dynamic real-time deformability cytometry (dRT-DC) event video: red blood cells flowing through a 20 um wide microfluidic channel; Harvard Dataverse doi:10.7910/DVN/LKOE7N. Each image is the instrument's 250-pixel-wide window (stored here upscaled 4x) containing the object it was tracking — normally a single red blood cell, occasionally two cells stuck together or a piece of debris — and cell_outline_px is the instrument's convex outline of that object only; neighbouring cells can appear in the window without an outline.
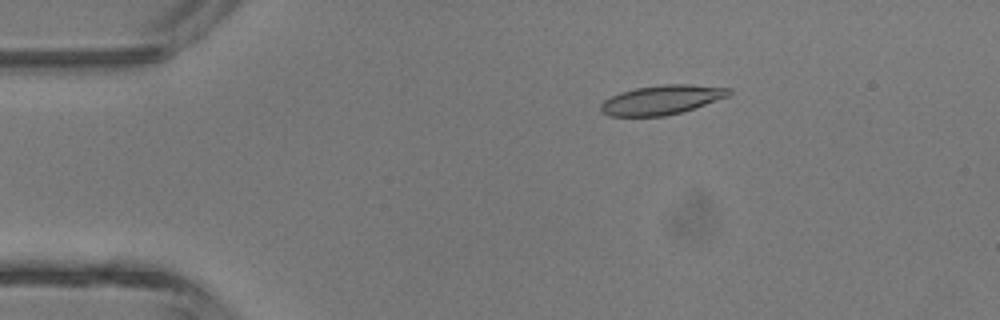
{"species": "common noctule bat (a hibernating species)", "species_latin": "Nyctalus noctula", "temperature_condition": "room temperature", "stored_images_in_passage": 5, "camera_frame_rate_fps": 3000, "um_per_image_px": 0.085, "animal": {"sex": "male", "body_mass_g": 13.3}, "frame": {"image": 1, "passage_image": 3, "time_ms": 2.333, "image_size_px": [1000, 320], "cell_outline_px": [[732, 92], [728, 96], [680, 112], [664, 116], [608, 116], [600, 108], [600, 104], [604, 100], [620, 92], [636, 88], [664, 84], [688, 84], [732, 88]], "centroid_in_image_um": [56.23, 8.48], "position_along_channel_um": 28.8, "area_um2": 21.62}}
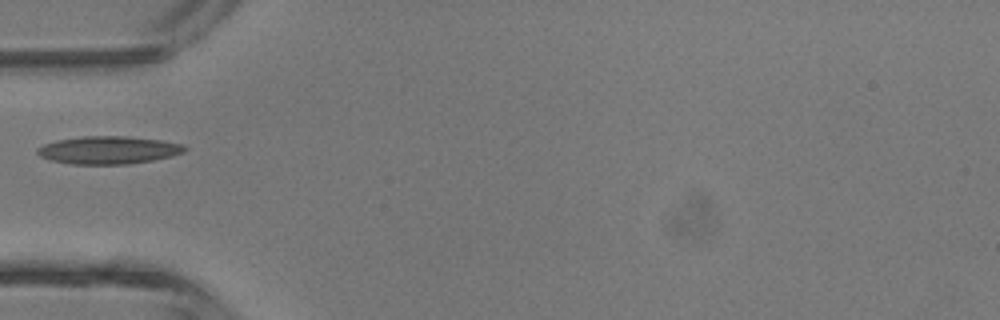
{"frame": {"image": 2, "passage_image": 5, "time_ms": 4.667, "image_size_px": [1000, 320], "cell_outline_px": [[188, 148], [184, 152], [172, 156], [152, 160], [128, 164], [72, 164], [48, 160], [40, 156], [36, 152], [36, 148], [44, 144], [56, 140], [84, 136], [124, 136], [160, 140], [184, 144]], "centroid_in_image_um": [9.2, 12.75], "position_along_channel_um": 75.8, "area_um2": 23.93}}